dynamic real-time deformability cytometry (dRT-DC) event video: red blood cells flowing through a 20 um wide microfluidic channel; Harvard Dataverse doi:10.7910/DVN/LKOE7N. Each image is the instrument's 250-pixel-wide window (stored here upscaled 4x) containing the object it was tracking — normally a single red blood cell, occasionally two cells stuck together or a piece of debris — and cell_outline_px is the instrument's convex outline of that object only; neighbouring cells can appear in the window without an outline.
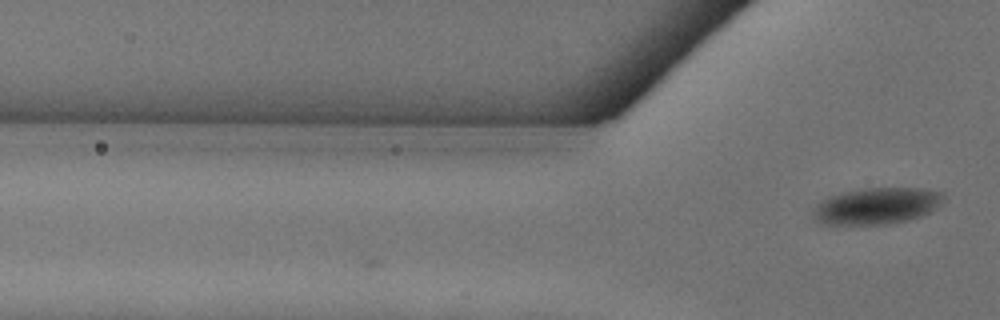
{"species": "common noctule bat (a hibernating species)", "species_latin": "Nyctalus noctula", "temperature_condition": "warm", "stored_images_in_passage": 4, "camera_frame_rate_fps": 3000, "um_per_image_px": 0.085, "animal": {"sex": "female"}, "frame": {"image": 1, "passage_image": 4, "time_ms": 1.0, "image_size_px": [1000, 320], "cell_outline_px": [[944, 196], [928, 212], [920, 216], [908, 220], [892, 224], [820, 224], [812, 216], [812, 212], [816, 204], [820, 200], [844, 192], [864, 188], [920, 188], [944, 192]], "centroid_in_image_um": [74.45, 17.51], "position_along_channel_um": 51.3, "area_um2": 27.46}}